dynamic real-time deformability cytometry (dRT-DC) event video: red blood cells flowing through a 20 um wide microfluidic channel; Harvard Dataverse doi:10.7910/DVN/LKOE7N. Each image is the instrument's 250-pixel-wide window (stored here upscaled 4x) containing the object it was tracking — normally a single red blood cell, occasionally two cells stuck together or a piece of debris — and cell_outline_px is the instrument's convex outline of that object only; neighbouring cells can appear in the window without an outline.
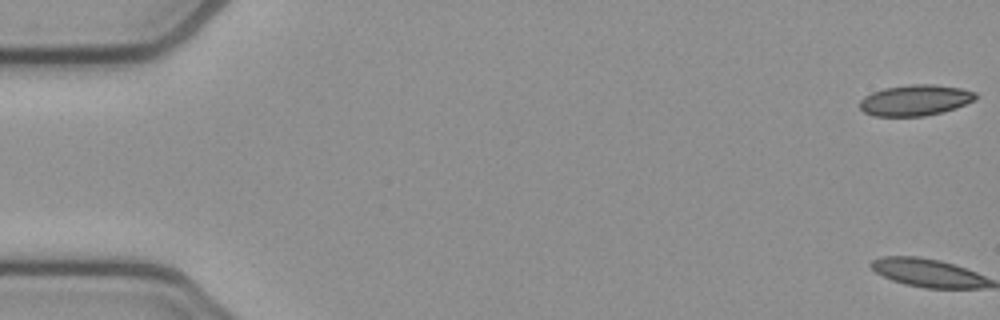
{"species": "common noctule bat (a hibernating species)", "species_latin": "Nyctalus noctula", "temperature_condition": "cold", "stored_images_in_passage": 9, "camera_frame_rate_fps": 3000, "um_per_image_px": 0.085, "animal": {"sex": "female", "body_mass_g": 21.9}, "frame": {"image": 1, "passage_image": 1, "time_ms": 0.0, "image_size_px": [1000, 320], "cell_outline_px": [[976, 100], [956, 108], [924, 116], [872, 116], [864, 112], [860, 108], [860, 100], [864, 96], [872, 92], [884, 88], [908, 84], [936, 84], [960, 88], [976, 92]], "centroid_in_image_um": [77.79, 8.51], "position_along_channel_um": 7.2, "area_um2": 20.98}}